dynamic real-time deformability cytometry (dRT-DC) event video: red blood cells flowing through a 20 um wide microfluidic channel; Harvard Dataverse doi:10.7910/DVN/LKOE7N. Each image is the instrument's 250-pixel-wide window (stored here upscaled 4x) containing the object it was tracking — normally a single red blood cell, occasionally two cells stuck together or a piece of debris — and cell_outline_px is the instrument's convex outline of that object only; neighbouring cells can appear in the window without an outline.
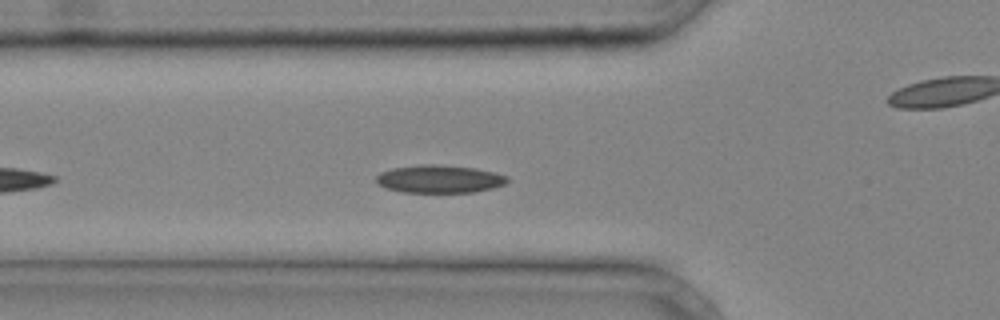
{"species": "common noctule bat (a hibernating species)", "species_latin": "Nyctalus noctula", "temperature_condition": "cold", "stored_images_in_passage": 18, "camera_frame_rate_fps": 3000, "um_per_image_px": 0.085, "animal": {"sex": "male", "body_mass_g": 20.4}, "frame": {"image": 1, "passage_image": 6, "time_ms": 1.667, "image_size_px": [1000, 320], "cell_outline_px": [[508, 180], [504, 184], [492, 188], [472, 192], [404, 192], [388, 188], [376, 184], [376, 176], [380, 172], [392, 168], [420, 164], [436, 164], [476, 168], [508, 176]], "centroid_in_image_um": [37.32, 15.2], "position_along_channel_um": 88.5, "area_um2": 21.21}}